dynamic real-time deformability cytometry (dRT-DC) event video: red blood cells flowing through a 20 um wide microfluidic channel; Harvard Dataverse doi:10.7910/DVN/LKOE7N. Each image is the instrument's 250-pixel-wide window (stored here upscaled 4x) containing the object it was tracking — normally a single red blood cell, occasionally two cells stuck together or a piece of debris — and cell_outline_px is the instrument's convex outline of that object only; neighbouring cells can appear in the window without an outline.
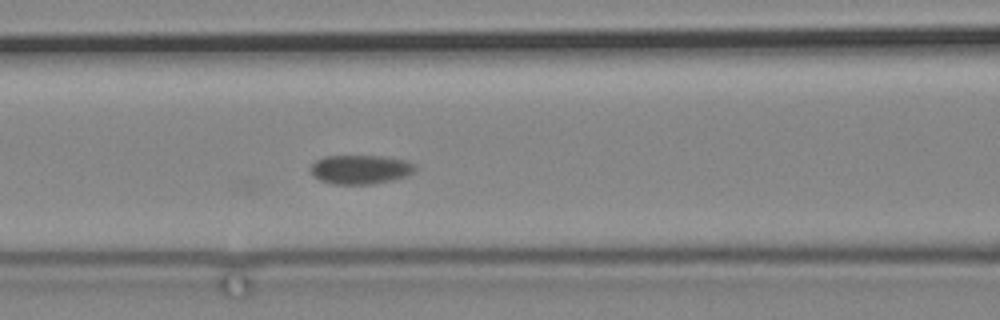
{"species": "common noctule bat (a hibernating species)", "species_latin": "Nyctalus noctula", "temperature_condition": "cold", "stored_images_in_passage": 17, "camera_frame_rate_fps": 3000, "um_per_image_px": 0.085, "animal": {"sex": "male", "body_mass_g": 19.2, "forearm_length_mm": 51.8}, "frame": {"image": 1, "passage_image": 12, "time_ms": 3.667, "image_size_px": [1000, 320], "cell_outline_px": [[416, 168], [412, 172], [404, 176], [392, 180], [372, 184], [332, 184], [320, 180], [312, 172], [312, 164], [316, 160], [324, 156], [384, 156], [408, 160], [416, 164]], "centroid_in_image_um": [30.67, 14.39], "position_along_channel_um": 135.9, "area_um2": 17.63}}
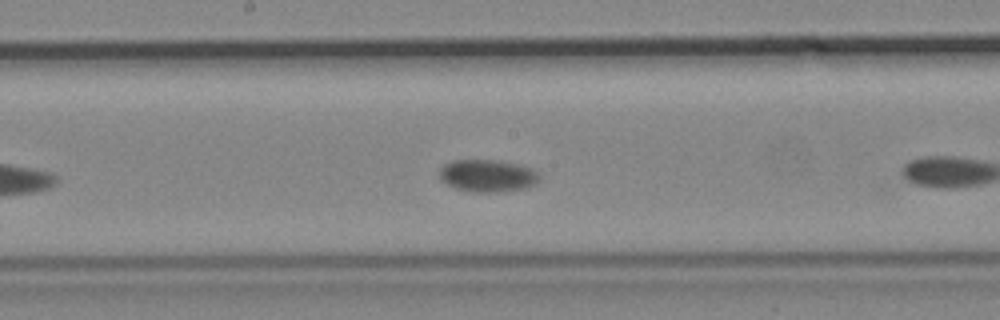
{"frame": {"image": 2, "passage_image": 15, "time_ms": 4.667, "image_size_px": [1000, 320], "cell_outline_px": [[540, 176], [528, 188], [492, 192], [472, 192], [456, 188], [440, 180], [440, 168], [444, 164], [452, 160], [492, 160], [516, 164], [532, 168]], "centroid_in_image_um": [41.4, 14.93], "position_along_channel_um": 206.8, "area_um2": 18.55}}